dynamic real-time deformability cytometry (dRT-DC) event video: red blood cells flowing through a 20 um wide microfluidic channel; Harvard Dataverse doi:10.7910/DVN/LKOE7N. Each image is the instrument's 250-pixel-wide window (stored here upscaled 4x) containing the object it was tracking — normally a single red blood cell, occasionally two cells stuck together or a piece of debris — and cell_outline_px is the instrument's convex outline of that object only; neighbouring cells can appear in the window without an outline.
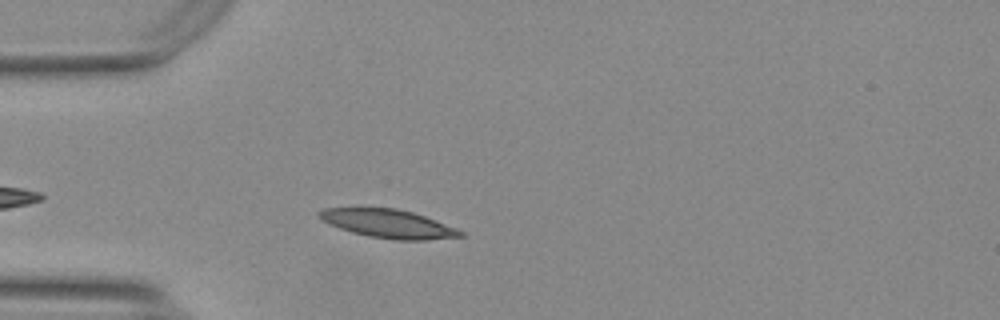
{"species": "Egyptian fruit bat (a non-hibernating species)", "species_latin": "Rousettus aegyptiacus", "temperature_condition": "warm", "stored_images_in_passage": 9, "camera_frame_rate_fps": 3000, "um_per_image_px": 0.085, "animal": {"sex": "female"}, "frame": {"image": 1, "passage_image": 5, "time_ms": 1.333, "image_size_px": [1000, 320], "cell_outline_px": [[464, 236], [428, 240], [396, 240], [368, 236], [352, 232], [328, 224], [316, 212], [324, 208], [396, 208], [412, 212], [424, 216], [456, 228], [464, 232]], "centroid_in_image_um": [33.01, 19.02], "position_along_channel_um": 52.0, "area_um2": 23.24}}